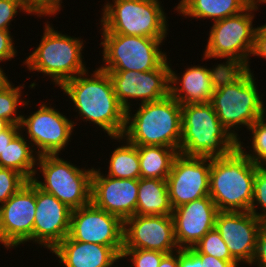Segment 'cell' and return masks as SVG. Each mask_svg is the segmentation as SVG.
I'll list each match as a JSON object with an SVG mask.
<instances>
[{
    "instance_id": "cell-1",
    "label": "cell",
    "mask_w": 266,
    "mask_h": 267,
    "mask_svg": "<svg viewBox=\"0 0 266 267\" xmlns=\"http://www.w3.org/2000/svg\"><path fill=\"white\" fill-rule=\"evenodd\" d=\"M66 81L60 88L73 102L83 121H89L103 129L107 136L124 133L126 110L119 103L108 72L96 68ZM91 76V77H90Z\"/></svg>"
},
{
    "instance_id": "cell-2",
    "label": "cell",
    "mask_w": 266,
    "mask_h": 267,
    "mask_svg": "<svg viewBox=\"0 0 266 267\" xmlns=\"http://www.w3.org/2000/svg\"><path fill=\"white\" fill-rule=\"evenodd\" d=\"M254 74L245 68H228L217 78L211 104L221 124L238 141V129L248 128L266 115ZM236 130V131H235Z\"/></svg>"
},
{
    "instance_id": "cell-3",
    "label": "cell",
    "mask_w": 266,
    "mask_h": 267,
    "mask_svg": "<svg viewBox=\"0 0 266 267\" xmlns=\"http://www.w3.org/2000/svg\"><path fill=\"white\" fill-rule=\"evenodd\" d=\"M126 111L123 133L136 146H166L179 152L182 105L170 94L157 101L139 104L135 114Z\"/></svg>"
},
{
    "instance_id": "cell-4",
    "label": "cell",
    "mask_w": 266,
    "mask_h": 267,
    "mask_svg": "<svg viewBox=\"0 0 266 267\" xmlns=\"http://www.w3.org/2000/svg\"><path fill=\"white\" fill-rule=\"evenodd\" d=\"M258 167L239 148L211 158L209 196L218 211H250Z\"/></svg>"
},
{
    "instance_id": "cell-5",
    "label": "cell",
    "mask_w": 266,
    "mask_h": 267,
    "mask_svg": "<svg viewBox=\"0 0 266 267\" xmlns=\"http://www.w3.org/2000/svg\"><path fill=\"white\" fill-rule=\"evenodd\" d=\"M237 148L238 140L221 124L211 103L182 105L180 154L218 158Z\"/></svg>"
},
{
    "instance_id": "cell-6",
    "label": "cell",
    "mask_w": 266,
    "mask_h": 267,
    "mask_svg": "<svg viewBox=\"0 0 266 267\" xmlns=\"http://www.w3.org/2000/svg\"><path fill=\"white\" fill-rule=\"evenodd\" d=\"M83 49L81 37L62 34L47 21L40 44L23 64L30 72L47 75L54 85L61 87L66 81L88 70L83 62Z\"/></svg>"
},
{
    "instance_id": "cell-7",
    "label": "cell",
    "mask_w": 266,
    "mask_h": 267,
    "mask_svg": "<svg viewBox=\"0 0 266 267\" xmlns=\"http://www.w3.org/2000/svg\"><path fill=\"white\" fill-rule=\"evenodd\" d=\"M260 4V0H254L241 13L213 22L202 59H226L223 62L226 69L251 70L249 60L257 29L253 27V19Z\"/></svg>"
},
{
    "instance_id": "cell-8",
    "label": "cell",
    "mask_w": 266,
    "mask_h": 267,
    "mask_svg": "<svg viewBox=\"0 0 266 267\" xmlns=\"http://www.w3.org/2000/svg\"><path fill=\"white\" fill-rule=\"evenodd\" d=\"M113 2V3H112ZM103 6L101 33L166 38L168 19L160 0H112ZM167 20V21H166Z\"/></svg>"
},
{
    "instance_id": "cell-9",
    "label": "cell",
    "mask_w": 266,
    "mask_h": 267,
    "mask_svg": "<svg viewBox=\"0 0 266 267\" xmlns=\"http://www.w3.org/2000/svg\"><path fill=\"white\" fill-rule=\"evenodd\" d=\"M39 166V167H38ZM94 166L80 168L57 155L38 157L32 182L41 190L54 195L71 210L91 203V178ZM43 176L39 180L37 173Z\"/></svg>"
},
{
    "instance_id": "cell-10",
    "label": "cell",
    "mask_w": 266,
    "mask_h": 267,
    "mask_svg": "<svg viewBox=\"0 0 266 267\" xmlns=\"http://www.w3.org/2000/svg\"><path fill=\"white\" fill-rule=\"evenodd\" d=\"M101 37L104 66L101 64L99 68L103 71H151L168 59L160 49L165 38L114 33H102Z\"/></svg>"
},
{
    "instance_id": "cell-11",
    "label": "cell",
    "mask_w": 266,
    "mask_h": 267,
    "mask_svg": "<svg viewBox=\"0 0 266 267\" xmlns=\"http://www.w3.org/2000/svg\"><path fill=\"white\" fill-rule=\"evenodd\" d=\"M39 106L28 117L22 114L20 130L39 156L57 155L69 144L76 123L45 102Z\"/></svg>"
},
{
    "instance_id": "cell-12",
    "label": "cell",
    "mask_w": 266,
    "mask_h": 267,
    "mask_svg": "<svg viewBox=\"0 0 266 267\" xmlns=\"http://www.w3.org/2000/svg\"><path fill=\"white\" fill-rule=\"evenodd\" d=\"M68 236L79 242L111 246L122 255L124 221L90 203L71 211Z\"/></svg>"
},
{
    "instance_id": "cell-13",
    "label": "cell",
    "mask_w": 266,
    "mask_h": 267,
    "mask_svg": "<svg viewBox=\"0 0 266 267\" xmlns=\"http://www.w3.org/2000/svg\"><path fill=\"white\" fill-rule=\"evenodd\" d=\"M168 62L167 59L159 68L145 72L106 71L111 78L117 99L126 111L132 108L130 102L134 99L143 104L169 95L171 62Z\"/></svg>"
},
{
    "instance_id": "cell-14",
    "label": "cell",
    "mask_w": 266,
    "mask_h": 267,
    "mask_svg": "<svg viewBox=\"0 0 266 267\" xmlns=\"http://www.w3.org/2000/svg\"><path fill=\"white\" fill-rule=\"evenodd\" d=\"M211 158L178 154L166 179L172 209L209 196Z\"/></svg>"
},
{
    "instance_id": "cell-15",
    "label": "cell",
    "mask_w": 266,
    "mask_h": 267,
    "mask_svg": "<svg viewBox=\"0 0 266 267\" xmlns=\"http://www.w3.org/2000/svg\"><path fill=\"white\" fill-rule=\"evenodd\" d=\"M36 185L29 180L0 205V243L6 249L33 241Z\"/></svg>"
},
{
    "instance_id": "cell-16",
    "label": "cell",
    "mask_w": 266,
    "mask_h": 267,
    "mask_svg": "<svg viewBox=\"0 0 266 267\" xmlns=\"http://www.w3.org/2000/svg\"><path fill=\"white\" fill-rule=\"evenodd\" d=\"M123 249L179 250L172 215H134L124 221Z\"/></svg>"
},
{
    "instance_id": "cell-17",
    "label": "cell",
    "mask_w": 266,
    "mask_h": 267,
    "mask_svg": "<svg viewBox=\"0 0 266 267\" xmlns=\"http://www.w3.org/2000/svg\"><path fill=\"white\" fill-rule=\"evenodd\" d=\"M263 223L250 211H219L215 228L231 256L250 266L256 251L257 235Z\"/></svg>"
},
{
    "instance_id": "cell-18",
    "label": "cell",
    "mask_w": 266,
    "mask_h": 267,
    "mask_svg": "<svg viewBox=\"0 0 266 267\" xmlns=\"http://www.w3.org/2000/svg\"><path fill=\"white\" fill-rule=\"evenodd\" d=\"M139 179H120L94 168L91 178V203L125 221L135 215Z\"/></svg>"
},
{
    "instance_id": "cell-19",
    "label": "cell",
    "mask_w": 266,
    "mask_h": 267,
    "mask_svg": "<svg viewBox=\"0 0 266 267\" xmlns=\"http://www.w3.org/2000/svg\"><path fill=\"white\" fill-rule=\"evenodd\" d=\"M71 209L36 186L33 242L50 252L69 234Z\"/></svg>"
},
{
    "instance_id": "cell-20",
    "label": "cell",
    "mask_w": 266,
    "mask_h": 267,
    "mask_svg": "<svg viewBox=\"0 0 266 267\" xmlns=\"http://www.w3.org/2000/svg\"><path fill=\"white\" fill-rule=\"evenodd\" d=\"M218 212L210 196L173 209L175 239L179 249L194 247L208 231L215 228Z\"/></svg>"
},
{
    "instance_id": "cell-21",
    "label": "cell",
    "mask_w": 266,
    "mask_h": 267,
    "mask_svg": "<svg viewBox=\"0 0 266 267\" xmlns=\"http://www.w3.org/2000/svg\"><path fill=\"white\" fill-rule=\"evenodd\" d=\"M214 66H188L181 76L170 66L169 94L181 105L210 103L217 78L226 69L221 62Z\"/></svg>"
},
{
    "instance_id": "cell-22",
    "label": "cell",
    "mask_w": 266,
    "mask_h": 267,
    "mask_svg": "<svg viewBox=\"0 0 266 267\" xmlns=\"http://www.w3.org/2000/svg\"><path fill=\"white\" fill-rule=\"evenodd\" d=\"M64 267H113L121 255L111 246L85 243L66 236L52 251Z\"/></svg>"
},
{
    "instance_id": "cell-23",
    "label": "cell",
    "mask_w": 266,
    "mask_h": 267,
    "mask_svg": "<svg viewBox=\"0 0 266 267\" xmlns=\"http://www.w3.org/2000/svg\"><path fill=\"white\" fill-rule=\"evenodd\" d=\"M254 0H180L175 10L184 17L215 22L244 11Z\"/></svg>"
},
{
    "instance_id": "cell-24",
    "label": "cell",
    "mask_w": 266,
    "mask_h": 267,
    "mask_svg": "<svg viewBox=\"0 0 266 267\" xmlns=\"http://www.w3.org/2000/svg\"><path fill=\"white\" fill-rule=\"evenodd\" d=\"M135 215H172L166 180L139 178Z\"/></svg>"
},
{
    "instance_id": "cell-25",
    "label": "cell",
    "mask_w": 266,
    "mask_h": 267,
    "mask_svg": "<svg viewBox=\"0 0 266 267\" xmlns=\"http://www.w3.org/2000/svg\"><path fill=\"white\" fill-rule=\"evenodd\" d=\"M38 157L32 144L20 131L0 154V167L15 170L29 181L35 175Z\"/></svg>"
},
{
    "instance_id": "cell-26",
    "label": "cell",
    "mask_w": 266,
    "mask_h": 267,
    "mask_svg": "<svg viewBox=\"0 0 266 267\" xmlns=\"http://www.w3.org/2000/svg\"><path fill=\"white\" fill-rule=\"evenodd\" d=\"M140 178L166 180L179 152L166 146H137Z\"/></svg>"
},
{
    "instance_id": "cell-27",
    "label": "cell",
    "mask_w": 266,
    "mask_h": 267,
    "mask_svg": "<svg viewBox=\"0 0 266 267\" xmlns=\"http://www.w3.org/2000/svg\"><path fill=\"white\" fill-rule=\"evenodd\" d=\"M110 138L118 142L124 141V144L114 148L113 153L111 152L108 174L105 175L120 179H139L140 162L137 146L122 135Z\"/></svg>"
},
{
    "instance_id": "cell-28",
    "label": "cell",
    "mask_w": 266,
    "mask_h": 267,
    "mask_svg": "<svg viewBox=\"0 0 266 267\" xmlns=\"http://www.w3.org/2000/svg\"><path fill=\"white\" fill-rule=\"evenodd\" d=\"M9 81L0 89V117L8 120L11 124L20 125L22 114H18V107L30 105L29 101L22 99V88L25 85L15 86ZM24 100V101H23Z\"/></svg>"
},
{
    "instance_id": "cell-29",
    "label": "cell",
    "mask_w": 266,
    "mask_h": 267,
    "mask_svg": "<svg viewBox=\"0 0 266 267\" xmlns=\"http://www.w3.org/2000/svg\"><path fill=\"white\" fill-rule=\"evenodd\" d=\"M266 115L260 117L248 130L251 132L252 143L246 148H250L249 152L245 151V146L241 139L238 141V148L255 164H260L266 159Z\"/></svg>"
},
{
    "instance_id": "cell-30",
    "label": "cell",
    "mask_w": 266,
    "mask_h": 267,
    "mask_svg": "<svg viewBox=\"0 0 266 267\" xmlns=\"http://www.w3.org/2000/svg\"><path fill=\"white\" fill-rule=\"evenodd\" d=\"M191 249L195 253H204L221 260L236 261L216 228L208 231Z\"/></svg>"
},
{
    "instance_id": "cell-31",
    "label": "cell",
    "mask_w": 266,
    "mask_h": 267,
    "mask_svg": "<svg viewBox=\"0 0 266 267\" xmlns=\"http://www.w3.org/2000/svg\"><path fill=\"white\" fill-rule=\"evenodd\" d=\"M28 180L19 172L0 167V204L5 203L13 194L17 193Z\"/></svg>"
},
{
    "instance_id": "cell-32",
    "label": "cell",
    "mask_w": 266,
    "mask_h": 267,
    "mask_svg": "<svg viewBox=\"0 0 266 267\" xmlns=\"http://www.w3.org/2000/svg\"><path fill=\"white\" fill-rule=\"evenodd\" d=\"M250 212L263 224H266V172L260 167L257 168L254 179L253 199Z\"/></svg>"
},
{
    "instance_id": "cell-33",
    "label": "cell",
    "mask_w": 266,
    "mask_h": 267,
    "mask_svg": "<svg viewBox=\"0 0 266 267\" xmlns=\"http://www.w3.org/2000/svg\"><path fill=\"white\" fill-rule=\"evenodd\" d=\"M166 253L157 250L123 249L121 260L130 258L129 267H158Z\"/></svg>"
},
{
    "instance_id": "cell-34",
    "label": "cell",
    "mask_w": 266,
    "mask_h": 267,
    "mask_svg": "<svg viewBox=\"0 0 266 267\" xmlns=\"http://www.w3.org/2000/svg\"><path fill=\"white\" fill-rule=\"evenodd\" d=\"M18 10L33 14L25 0H0V30L10 31L11 21L18 15Z\"/></svg>"
},
{
    "instance_id": "cell-35",
    "label": "cell",
    "mask_w": 266,
    "mask_h": 267,
    "mask_svg": "<svg viewBox=\"0 0 266 267\" xmlns=\"http://www.w3.org/2000/svg\"><path fill=\"white\" fill-rule=\"evenodd\" d=\"M33 15L38 17L54 16L61 11L62 0H25Z\"/></svg>"
},
{
    "instance_id": "cell-36",
    "label": "cell",
    "mask_w": 266,
    "mask_h": 267,
    "mask_svg": "<svg viewBox=\"0 0 266 267\" xmlns=\"http://www.w3.org/2000/svg\"><path fill=\"white\" fill-rule=\"evenodd\" d=\"M13 36L10 31L0 30V63L11 61L17 55Z\"/></svg>"
},
{
    "instance_id": "cell-37",
    "label": "cell",
    "mask_w": 266,
    "mask_h": 267,
    "mask_svg": "<svg viewBox=\"0 0 266 267\" xmlns=\"http://www.w3.org/2000/svg\"><path fill=\"white\" fill-rule=\"evenodd\" d=\"M250 265L266 267V224H263L258 232L256 251Z\"/></svg>"
},
{
    "instance_id": "cell-38",
    "label": "cell",
    "mask_w": 266,
    "mask_h": 267,
    "mask_svg": "<svg viewBox=\"0 0 266 267\" xmlns=\"http://www.w3.org/2000/svg\"><path fill=\"white\" fill-rule=\"evenodd\" d=\"M251 56H260L266 59V24L257 26Z\"/></svg>"
},
{
    "instance_id": "cell-39",
    "label": "cell",
    "mask_w": 266,
    "mask_h": 267,
    "mask_svg": "<svg viewBox=\"0 0 266 267\" xmlns=\"http://www.w3.org/2000/svg\"><path fill=\"white\" fill-rule=\"evenodd\" d=\"M179 267H200V257L191 249L178 250Z\"/></svg>"
},
{
    "instance_id": "cell-40",
    "label": "cell",
    "mask_w": 266,
    "mask_h": 267,
    "mask_svg": "<svg viewBox=\"0 0 266 267\" xmlns=\"http://www.w3.org/2000/svg\"><path fill=\"white\" fill-rule=\"evenodd\" d=\"M200 257V267H240L237 261H226L204 253H196Z\"/></svg>"
},
{
    "instance_id": "cell-41",
    "label": "cell",
    "mask_w": 266,
    "mask_h": 267,
    "mask_svg": "<svg viewBox=\"0 0 266 267\" xmlns=\"http://www.w3.org/2000/svg\"><path fill=\"white\" fill-rule=\"evenodd\" d=\"M20 131V125L11 124L5 131L0 132V154Z\"/></svg>"
},
{
    "instance_id": "cell-42",
    "label": "cell",
    "mask_w": 266,
    "mask_h": 267,
    "mask_svg": "<svg viewBox=\"0 0 266 267\" xmlns=\"http://www.w3.org/2000/svg\"><path fill=\"white\" fill-rule=\"evenodd\" d=\"M158 267H179L178 263V250L169 254H166Z\"/></svg>"
},
{
    "instance_id": "cell-43",
    "label": "cell",
    "mask_w": 266,
    "mask_h": 267,
    "mask_svg": "<svg viewBox=\"0 0 266 267\" xmlns=\"http://www.w3.org/2000/svg\"><path fill=\"white\" fill-rule=\"evenodd\" d=\"M4 71L0 65V89L10 81Z\"/></svg>"
},
{
    "instance_id": "cell-44",
    "label": "cell",
    "mask_w": 266,
    "mask_h": 267,
    "mask_svg": "<svg viewBox=\"0 0 266 267\" xmlns=\"http://www.w3.org/2000/svg\"><path fill=\"white\" fill-rule=\"evenodd\" d=\"M10 125L11 123L8 120L0 117V132L5 131Z\"/></svg>"
},
{
    "instance_id": "cell-45",
    "label": "cell",
    "mask_w": 266,
    "mask_h": 267,
    "mask_svg": "<svg viewBox=\"0 0 266 267\" xmlns=\"http://www.w3.org/2000/svg\"><path fill=\"white\" fill-rule=\"evenodd\" d=\"M259 167L266 172V159L259 164Z\"/></svg>"
},
{
    "instance_id": "cell-46",
    "label": "cell",
    "mask_w": 266,
    "mask_h": 267,
    "mask_svg": "<svg viewBox=\"0 0 266 267\" xmlns=\"http://www.w3.org/2000/svg\"><path fill=\"white\" fill-rule=\"evenodd\" d=\"M260 2H261L262 4H264V3H266V0H260Z\"/></svg>"
}]
</instances>
